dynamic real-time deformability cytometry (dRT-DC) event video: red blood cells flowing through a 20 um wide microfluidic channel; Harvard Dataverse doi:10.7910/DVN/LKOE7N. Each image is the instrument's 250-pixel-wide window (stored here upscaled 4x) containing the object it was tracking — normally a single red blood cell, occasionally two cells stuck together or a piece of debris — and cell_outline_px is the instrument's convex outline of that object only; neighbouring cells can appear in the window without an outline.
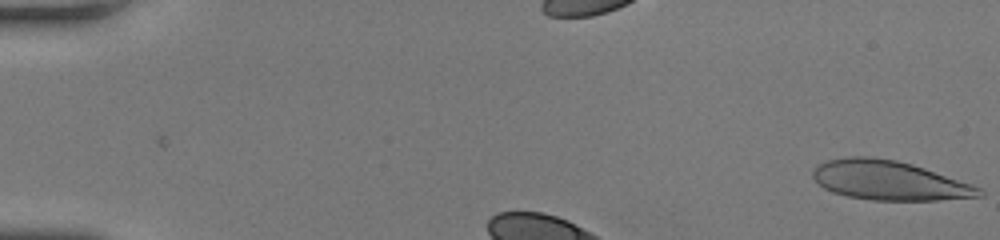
{"species": "human", "species_latin": "Homo sapiens", "temperature_condition": "room temperature", "stored_images_in_passage": 7, "camera_frame_rate_fps": 3000, "um_per_image_px": 0.085, "donor": {"sex": "female"}, "frame": {"image": 1, "passage_image": 1, "time_ms": 0.0, "image_size_px": [1000, 240], "cell_outline_px": [[984, 196], [936, 200], [872, 200], [848, 196], [832, 192], [824, 188], [812, 176], [812, 172], [816, 164], [828, 160], [848, 156], [872, 156], [896, 160], [912, 164], [972, 184], [980, 188], [984, 192]], "centroid_in_image_um": [75.56, 15.33], "position_along_channel_um": 9.4, "area_um2": 38.09}}